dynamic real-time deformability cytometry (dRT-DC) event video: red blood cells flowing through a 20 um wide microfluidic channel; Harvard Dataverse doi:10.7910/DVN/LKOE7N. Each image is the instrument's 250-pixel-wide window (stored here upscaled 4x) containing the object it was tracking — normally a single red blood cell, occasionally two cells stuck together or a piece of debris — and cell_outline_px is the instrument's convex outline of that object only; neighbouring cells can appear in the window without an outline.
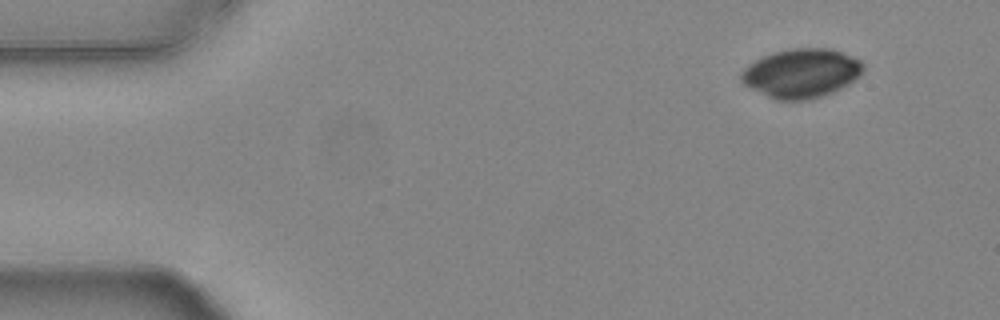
{"species": "common noctule bat (a hibernating species)", "species_latin": "Nyctalus noctula", "temperature_condition": "warm", "stored_images_in_passage": 50, "camera_frame_rate_fps": 3000, "um_per_image_px": 0.085, "animal": {"sex": "female", "body_mass_g": 24.6, "forearm_length_mm": 56.2}, "frame": {"image": 1, "passage_image": 1, "time_ms": 0.0, "image_size_px": [1000, 320], "cell_outline_px": [[864, 68], [860, 76], [848, 84], [824, 96], [808, 100], [776, 100], [744, 84], [740, 80], [740, 72], [748, 64], [772, 52], [788, 48], [832, 48], [860, 60], [864, 64]], "centroid_in_image_um": [68.12, 6.21], "position_along_channel_um": 16.9, "area_um2": 34.97}}
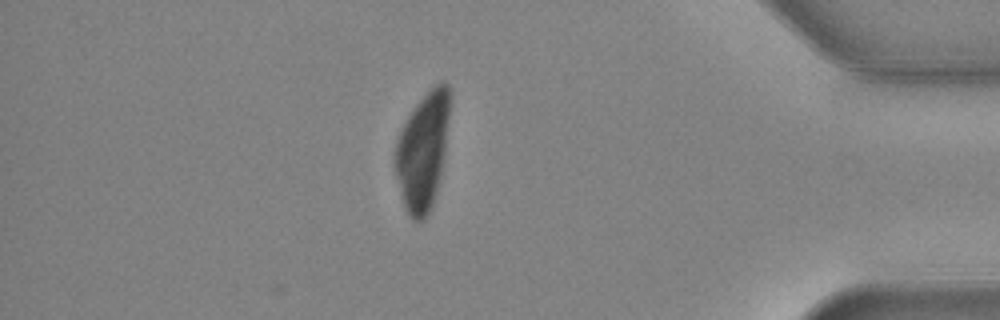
{"frame": {"image": 2, "passage_image": 43, "time_ms": 14.0, "image_size_px": [1000, 320], "cell_outline_px": [[452, 96], [444, 152], [440, 176], [432, 204], [428, 212], [420, 220], [412, 220], [408, 216], [404, 208], [392, 164], [392, 160], [396, 140], [408, 116], [416, 104], [440, 80], [444, 80], [448, 84], [452, 92]], "centroid_in_image_um": [35.91, 12.8], "position_along_channel_um": 399.3, "area_um2": 37.69}}